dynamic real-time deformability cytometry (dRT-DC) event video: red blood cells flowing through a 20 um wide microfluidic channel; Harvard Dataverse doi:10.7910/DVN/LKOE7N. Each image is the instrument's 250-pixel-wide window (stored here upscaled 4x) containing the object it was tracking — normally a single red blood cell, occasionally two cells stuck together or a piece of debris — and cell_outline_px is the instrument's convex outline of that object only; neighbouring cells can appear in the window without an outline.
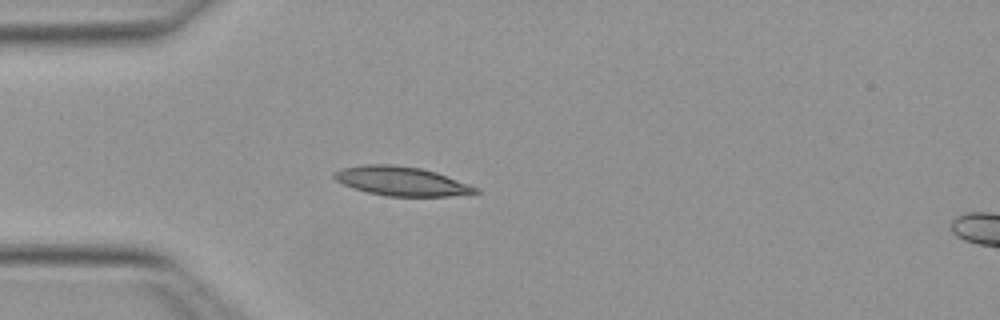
{"species": "Egyptian fruit bat (a non-hibernating species)", "species_latin": "Rousettus aegyptiacus", "temperature_condition": "warm", "stored_images_in_passage": 38, "camera_frame_rate_fps": 3000, "um_per_image_px": 0.085, "animal": {"sex": "female"}, "frame": {"image": 1, "passage_image": 1, "time_ms": 0.0, "image_size_px": [1000, 320], "cell_outline_px": [[480, 192], [452, 196], [384, 196], [352, 188], [336, 180], [332, 176], [332, 172], [340, 168], [364, 164], [392, 164], [420, 168], [436, 172], [480, 188]], "centroid_in_image_um": [34.09, 15.39], "position_along_channel_um": 50.9, "area_um2": 24.1}}
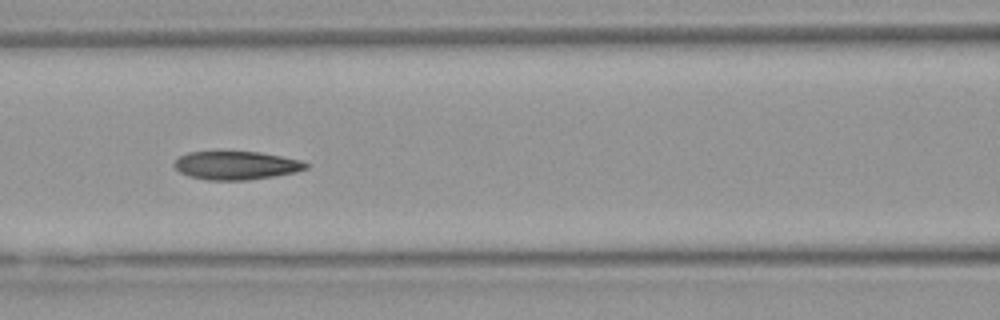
{"frame": {"image": 2, "passage_image": 9, "time_ms": 2.667, "image_size_px": [1000, 320], "cell_outline_px": [[308, 168], [296, 172], [248, 180], [208, 180], [188, 176], [180, 172], [172, 164], [180, 156], [188, 152], [260, 152], [300, 160], [308, 164]], "centroid_in_image_um": [20.06, 14.06], "position_along_channel_um": 146.5, "area_um2": 21.62}}
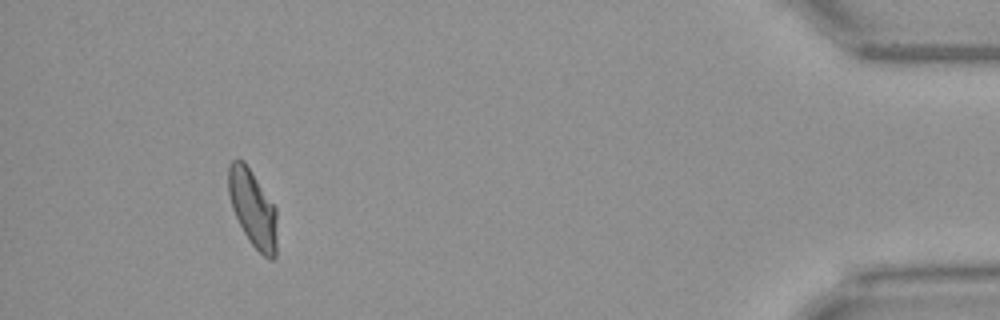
{"frame": {"image": 3, "passage_image": 34, "time_ms": 11.0, "image_size_px": [1000, 320], "cell_outline_px": [[276, 256], [272, 260], [268, 260], [248, 240], [232, 208], [228, 192], [228, 168], [232, 160], [244, 160], [276, 208]], "centroid_in_image_um": [21.49, 17.72], "position_along_channel_um": 413.7, "area_um2": 21.62}, "authors_computed_cell_mechanics": {"area_um2": 22.1952, "velocity_mm_per_s": 4.0082, "shape_relaxation_time_tau1_ms": 8.8506, "shape_relaxation_time_tau2_ms": 2.7718, "deformation_change_tau1": 0.2503, "deformation_change_tau2": 0.0894}}